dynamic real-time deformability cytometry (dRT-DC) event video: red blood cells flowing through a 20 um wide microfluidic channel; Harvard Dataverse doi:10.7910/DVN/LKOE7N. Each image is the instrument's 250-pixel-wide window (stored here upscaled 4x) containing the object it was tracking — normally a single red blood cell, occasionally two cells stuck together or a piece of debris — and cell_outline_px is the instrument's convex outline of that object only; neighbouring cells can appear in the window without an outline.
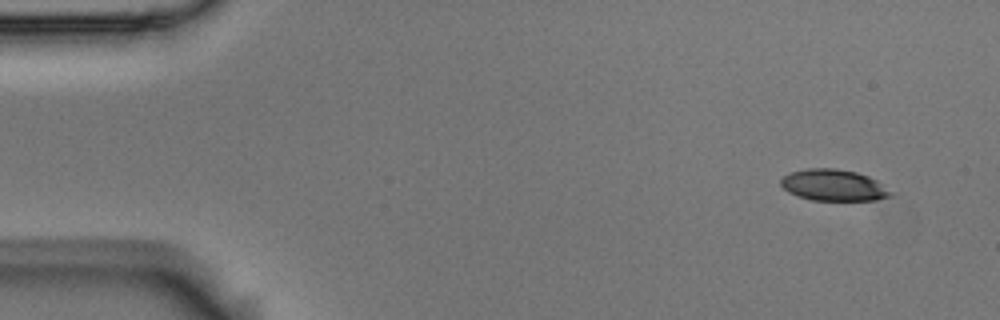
{"species": "Egyptian fruit bat (a non-hibernating species)", "species_latin": "Rousettus aegyptiacus", "temperature_condition": "room temperature", "stored_images_in_passage": 5, "camera_frame_rate_fps": 3000, "um_per_image_px": 0.085, "animal": {"sex": "male"}, "frame": {"image": 1, "passage_image": 1, "time_ms": 0.0, "image_size_px": [1000, 320], "cell_outline_px": [[896, 192], [892, 196], [876, 200], [812, 200], [788, 192], [780, 184], [780, 180], [784, 176], [792, 172], [808, 168], [836, 168], [856, 172], [868, 176], [876, 180]], "centroid_in_image_um": [70.92, 15.74], "position_along_channel_um": 14.1, "area_um2": 20.17}}